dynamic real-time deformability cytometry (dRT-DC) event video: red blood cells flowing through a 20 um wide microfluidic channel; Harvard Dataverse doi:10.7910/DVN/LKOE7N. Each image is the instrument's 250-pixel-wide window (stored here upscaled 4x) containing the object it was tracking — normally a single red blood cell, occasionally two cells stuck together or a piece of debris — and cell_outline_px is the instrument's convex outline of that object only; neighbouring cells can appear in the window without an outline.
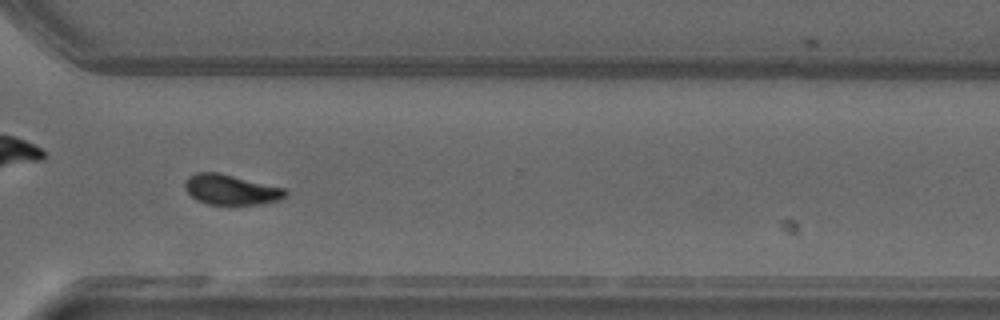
{"species": "common noctule bat (a hibernating species)", "species_latin": "Nyctalus noctula", "temperature_condition": "warm", "stored_images_in_passage": 47, "camera_frame_rate_fps": 3000, "um_per_image_px": 0.085, "animal": {"sex": "male", "forearm_length_mm": 52.5}, "frame": {"image": 1, "passage_image": 34, "time_ms": 11.0, "image_size_px": [1000, 320], "cell_outline_px": [[288, 192], [280, 200], [268, 204], [208, 204], [196, 200], [184, 188], [184, 180], [188, 176], [196, 172], [220, 172], [284, 188]], "centroid_in_image_um": [19.62, 16.11], "position_along_channel_um": 351.0, "area_um2": 17.86}}
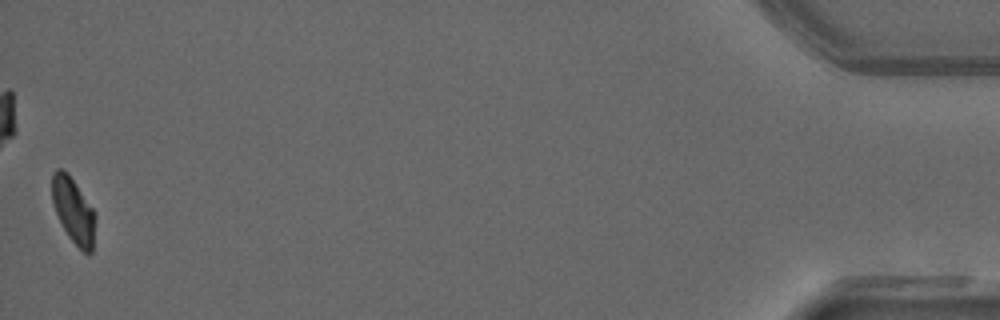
{"frame": {"image": 2, "passage_image": 47, "time_ms": 15.333, "image_size_px": [1000, 320], "cell_outline_px": [[96, 216], [92, 252], [88, 256], [68, 236], [56, 212], [52, 200], [52, 172], [56, 168], [60, 168], [68, 172], [96, 212]], "centroid_in_image_um": [6.26, 17.87], "position_along_channel_um": 428.9, "area_um2": 16.59}, "authors_computed_cell_mechanics": {"area_um2": 17.5712, "velocity_mm_per_s": 4.0227, "shape_relaxation_time_tau1_ms": 3.5506, "shape_relaxation_time_tau2_ms": null, "deformation_change_tau1": 0.1354, "deformation_change_tau2": null}}